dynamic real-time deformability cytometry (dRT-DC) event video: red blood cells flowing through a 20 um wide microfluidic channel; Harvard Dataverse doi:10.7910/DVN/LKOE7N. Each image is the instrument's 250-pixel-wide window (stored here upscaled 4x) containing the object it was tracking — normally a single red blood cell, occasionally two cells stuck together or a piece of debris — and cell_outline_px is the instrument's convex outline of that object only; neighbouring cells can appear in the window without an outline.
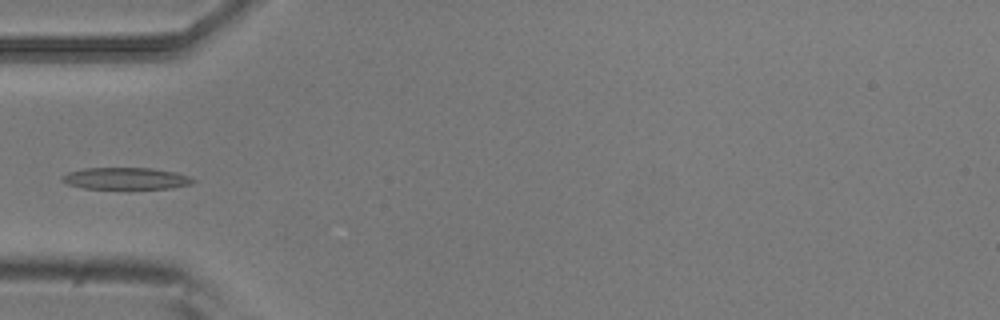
{"species": "common noctule bat (a hibernating species)", "species_latin": "Nyctalus noctula", "temperature_condition": "room temperature", "stored_images_in_passage": 5, "camera_frame_rate_fps": 3000, "um_per_image_px": 0.085, "animal": {"sex": "male", "body_mass_g": 20.5, "forearm_length_mm": 52.5}, "frame": {"image": 1, "passage_image": 4, "time_ms": 1.0, "image_size_px": [1000, 320], "cell_outline_px": [[196, 180], [192, 184], [172, 188], [84, 188], [68, 184], [60, 180], [60, 176], [68, 172], [84, 168], [152, 168], [176, 172], [188, 176]], "centroid_in_image_um": [10.69, 15.16], "position_along_channel_um": 74.3, "area_um2": 16.59}}
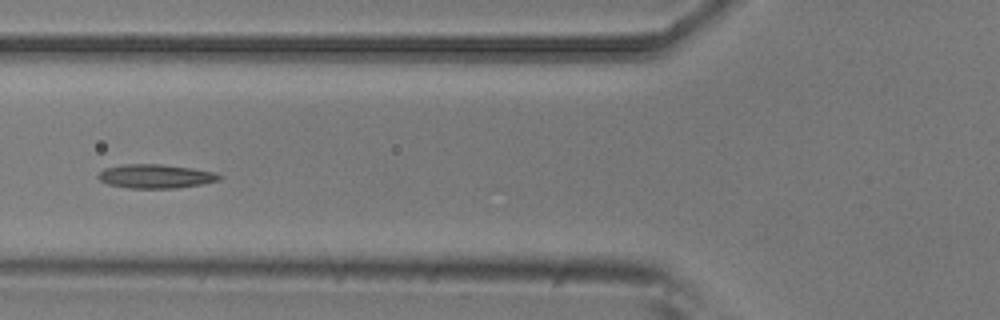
{"frame": {"image": 2, "passage_image": 5, "time_ms": 1.333, "image_size_px": [1000, 320], "cell_outline_px": [[224, 176], [220, 180], [200, 184], [176, 188], [128, 188], [108, 184], [100, 180], [96, 176], [104, 168], [124, 164], [160, 164], [192, 168], [212, 172]], "centroid_in_image_um": [13.2, 14.98], "position_along_channel_um": 112.6, "area_um2": 16.82}}